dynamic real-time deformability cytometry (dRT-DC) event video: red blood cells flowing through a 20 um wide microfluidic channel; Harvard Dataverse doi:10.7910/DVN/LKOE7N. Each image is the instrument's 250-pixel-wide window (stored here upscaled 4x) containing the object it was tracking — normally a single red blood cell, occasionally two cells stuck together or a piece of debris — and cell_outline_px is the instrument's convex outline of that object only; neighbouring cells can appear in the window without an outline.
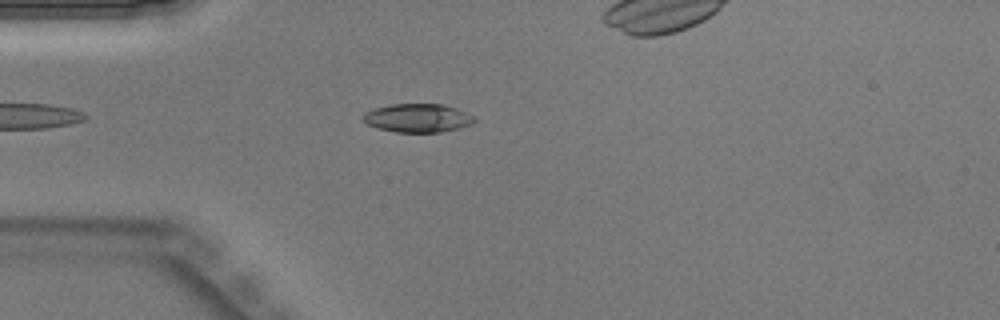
{"species": "Egyptian fruit bat (a non-hibernating species)", "species_latin": "Rousettus aegyptiacus", "temperature_condition": "warm", "stored_images_in_passage": 36, "camera_frame_rate_fps": 3000, "um_per_image_px": 0.085, "animal": {"sex": "male"}, "frame": {"image": 1, "passage_image": 3, "time_ms": 0.667, "image_size_px": [1000, 320], "cell_outline_px": [[476, 120], [472, 124], [460, 128], [440, 132], [396, 132], [380, 128], [368, 124], [364, 120], [364, 112], [376, 108], [392, 104], [440, 104], [456, 108], [476, 116]], "centroid_in_image_um": [35.57, 10.03], "position_along_channel_um": 49.4, "area_um2": 18.38}}
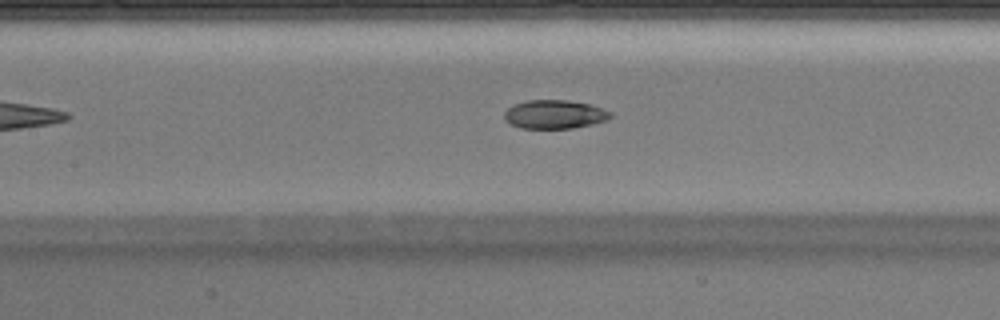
{"frame": {"image": 2, "passage_image": 11, "time_ms": 3.333, "image_size_px": [1000, 320], "cell_outline_px": [[612, 116], [608, 120], [592, 124], [572, 128], [520, 128], [504, 120], [504, 112], [512, 104], [528, 100], [564, 100], [588, 104], [612, 112]], "centroid_in_image_um": [47.11, 9.72], "position_along_channel_um": 160.3, "area_um2": 17.69}}
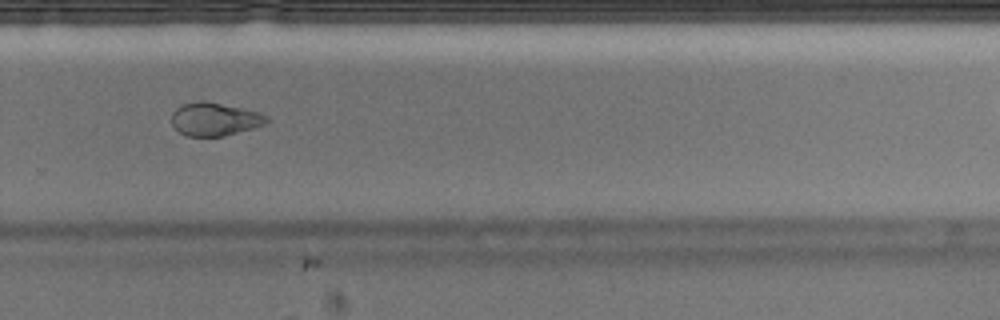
{"frame": {"image": 3, "passage_image": 21, "time_ms": 6.667, "image_size_px": [1000, 320], "cell_outline_px": [[268, 120], [264, 124], [252, 128], [224, 136], [188, 136], [180, 132], [172, 124], [172, 112], [180, 104], [200, 100], [204, 100], [260, 112], [268, 116]], "centroid_in_image_um": [18.22, 10.11], "position_along_channel_um": 311.6, "area_um2": 18.32}}